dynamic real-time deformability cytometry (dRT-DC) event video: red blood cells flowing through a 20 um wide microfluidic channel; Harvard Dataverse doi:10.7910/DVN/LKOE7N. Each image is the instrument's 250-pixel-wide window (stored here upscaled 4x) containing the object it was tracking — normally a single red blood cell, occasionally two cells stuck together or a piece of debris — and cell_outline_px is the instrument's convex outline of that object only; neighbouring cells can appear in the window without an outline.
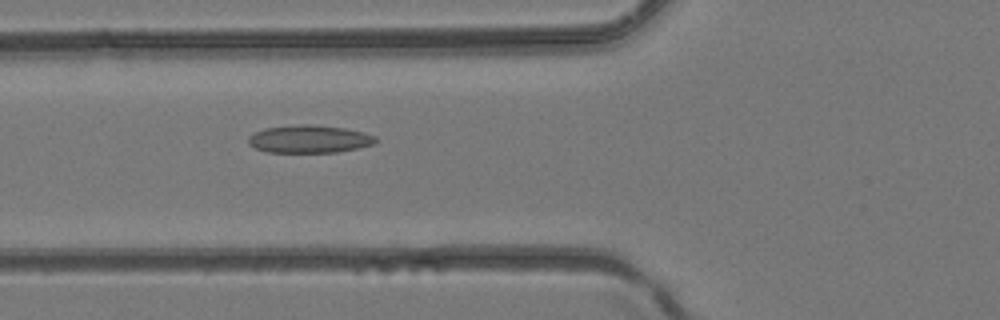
{"species": "common noctule bat (a hibernating species)", "species_latin": "Nyctalus noctula", "temperature_condition": "room temperature", "stored_images_in_passage": 42, "camera_frame_rate_fps": 3000, "um_per_image_px": 0.085, "animal": {"sex": "female", "body_mass_g": 24.6, "forearm_length_mm": 56.2}, "frame": {"image": 1, "passage_image": 16, "time_ms": 5.0, "image_size_px": [1000, 320], "cell_outline_px": [[376, 140], [372, 144], [356, 148], [336, 152], [264, 152], [248, 144], [248, 136], [264, 128], [304, 124], [308, 124], [344, 128], [364, 132], [376, 136]], "centroid_in_image_um": [26.25, 11.82], "position_along_channel_um": 99.5, "area_um2": 20.4}}
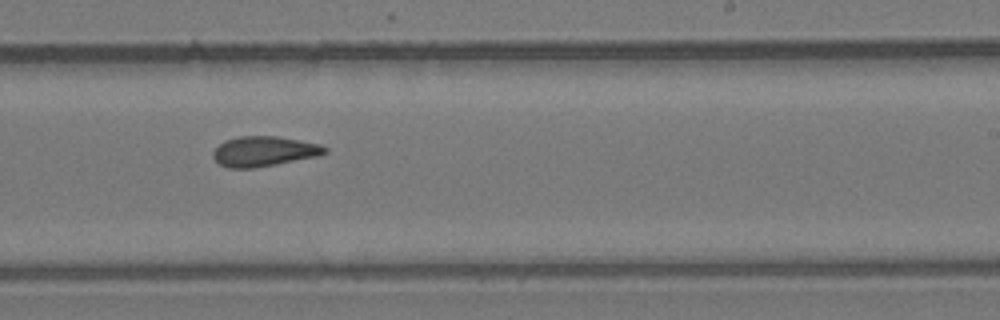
{"frame": {"image": 2, "passage_image": 26, "time_ms": 8.333, "image_size_px": [1000, 320], "cell_outline_px": [[328, 152], [316, 156], [256, 168], [228, 168], [220, 164], [212, 156], [212, 152], [224, 140], [240, 136], [276, 136], [320, 144], [328, 148]], "centroid_in_image_um": [22.42, 12.86], "position_along_channel_um": 266.6, "area_um2": 19.48}}
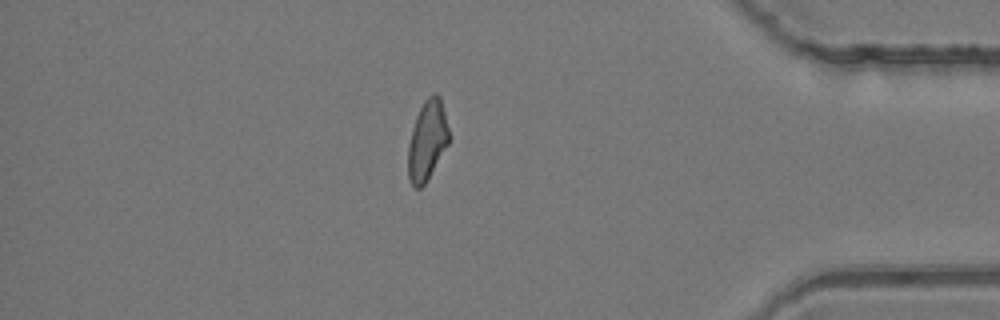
{"frame": {"image": 3, "passage_image": 36, "time_ms": 11.667, "image_size_px": [1000, 320], "cell_outline_px": [[448, 144], [424, 184], [420, 188], [416, 188], [412, 184], [408, 176], [408, 144], [412, 128], [416, 116], [424, 100], [432, 92], [436, 92], [440, 96], [448, 128]], "centroid_in_image_um": [36.3, 11.89], "position_along_channel_um": 398.9, "area_um2": 18.73}}